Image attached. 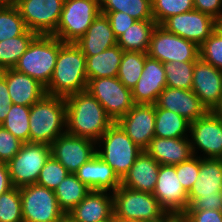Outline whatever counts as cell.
<instances>
[{
    "label": "cell",
    "mask_w": 222,
    "mask_h": 222,
    "mask_svg": "<svg viewBox=\"0 0 222 222\" xmlns=\"http://www.w3.org/2000/svg\"><path fill=\"white\" fill-rule=\"evenodd\" d=\"M50 156L51 146L48 144L23 143L20 151L7 163L13 186L21 188L36 184Z\"/></svg>",
    "instance_id": "9c48e42d"
},
{
    "label": "cell",
    "mask_w": 222,
    "mask_h": 222,
    "mask_svg": "<svg viewBox=\"0 0 222 222\" xmlns=\"http://www.w3.org/2000/svg\"><path fill=\"white\" fill-rule=\"evenodd\" d=\"M100 12H124L136 20H154L151 0H99Z\"/></svg>",
    "instance_id": "d6a6232c"
},
{
    "label": "cell",
    "mask_w": 222,
    "mask_h": 222,
    "mask_svg": "<svg viewBox=\"0 0 222 222\" xmlns=\"http://www.w3.org/2000/svg\"><path fill=\"white\" fill-rule=\"evenodd\" d=\"M85 56H94L117 45L108 17L100 13L86 33L75 42Z\"/></svg>",
    "instance_id": "4316f807"
},
{
    "label": "cell",
    "mask_w": 222,
    "mask_h": 222,
    "mask_svg": "<svg viewBox=\"0 0 222 222\" xmlns=\"http://www.w3.org/2000/svg\"><path fill=\"white\" fill-rule=\"evenodd\" d=\"M174 166L177 178L180 180L179 182L188 193L198 179L200 171V156H192L189 160Z\"/></svg>",
    "instance_id": "b9f144b4"
},
{
    "label": "cell",
    "mask_w": 222,
    "mask_h": 222,
    "mask_svg": "<svg viewBox=\"0 0 222 222\" xmlns=\"http://www.w3.org/2000/svg\"><path fill=\"white\" fill-rule=\"evenodd\" d=\"M63 44L53 35H37L13 69L37 80L46 88L53 76L58 52Z\"/></svg>",
    "instance_id": "277c9868"
},
{
    "label": "cell",
    "mask_w": 222,
    "mask_h": 222,
    "mask_svg": "<svg viewBox=\"0 0 222 222\" xmlns=\"http://www.w3.org/2000/svg\"><path fill=\"white\" fill-rule=\"evenodd\" d=\"M156 25L154 20H137L117 38V45L123 51L147 53Z\"/></svg>",
    "instance_id": "f1b7e54d"
},
{
    "label": "cell",
    "mask_w": 222,
    "mask_h": 222,
    "mask_svg": "<svg viewBox=\"0 0 222 222\" xmlns=\"http://www.w3.org/2000/svg\"><path fill=\"white\" fill-rule=\"evenodd\" d=\"M156 105L159 108L179 114L190 123L203 117L208 112L191 89H175L166 86L159 94Z\"/></svg>",
    "instance_id": "7402d4cb"
},
{
    "label": "cell",
    "mask_w": 222,
    "mask_h": 222,
    "mask_svg": "<svg viewBox=\"0 0 222 222\" xmlns=\"http://www.w3.org/2000/svg\"><path fill=\"white\" fill-rule=\"evenodd\" d=\"M191 90L210 111L222 97V71L198 58L193 69Z\"/></svg>",
    "instance_id": "ffe728a7"
},
{
    "label": "cell",
    "mask_w": 222,
    "mask_h": 222,
    "mask_svg": "<svg viewBox=\"0 0 222 222\" xmlns=\"http://www.w3.org/2000/svg\"><path fill=\"white\" fill-rule=\"evenodd\" d=\"M216 30L222 34V15L216 19Z\"/></svg>",
    "instance_id": "816d5d0a"
},
{
    "label": "cell",
    "mask_w": 222,
    "mask_h": 222,
    "mask_svg": "<svg viewBox=\"0 0 222 222\" xmlns=\"http://www.w3.org/2000/svg\"><path fill=\"white\" fill-rule=\"evenodd\" d=\"M0 222H23L20 188L0 195Z\"/></svg>",
    "instance_id": "f35d334b"
},
{
    "label": "cell",
    "mask_w": 222,
    "mask_h": 222,
    "mask_svg": "<svg viewBox=\"0 0 222 222\" xmlns=\"http://www.w3.org/2000/svg\"><path fill=\"white\" fill-rule=\"evenodd\" d=\"M115 222H140V221H135V220L123 219V218L115 217Z\"/></svg>",
    "instance_id": "f5cc1de1"
},
{
    "label": "cell",
    "mask_w": 222,
    "mask_h": 222,
    "mask_svg": "<svg viewBox=\"0 0 222 222\" xmlns=\"http://www.w3.org/2000/svg\"><path fill=\"white\" fill-rule=\"evenodd\" d=\"M194 66L195 61H176L164 64L167 87L190 90Z\"/></svg>",
    "instance_id": "8d00e7d4"
},
{
    "label": "cell",
    "mask_w": 222,
    "mask_h": 222,
    "mask_svg": "<svg viewBox=\"0 0 222 222\" xmlns=\"http://www.w3.org/2000/svg\"><path fill=\"white\" fill-rule=\"evenodd\" d=\"M66 99V133L97 142L114 123L100 102L87 90Z\"/></svg>",
    "instance_id": "6da1fadb"
},
{
    "label": "cell",
    "mask_w": 222,
    "mask_h": 222,
    "mask_svg": "<svg viewBox=\"0 0 222 222\" xmlns=\"http://www.w3.org/2000/svg\"><path fill=\"white\" fill-rule=\"evenodd\" d=\"M96 145L100 148L96 149V154L112 167L120 180L128 173L143 151L116 122L99 138Z\"/></svg>",
    "instance_id": "8992f818"
},
{
    "label": "cell",
    "mask_w": 222,
    "mask_h": 222,
    "mask_svg": "<svg viewBox=\"0 0 222 222\" xmlns=\"http://www.w3.org/2000/svg\"><path fill=\"white\" fill-rule=\"evenodd\" d=\"M199 58L222 71V34L216 29L199 46Z\"/></svg>",
    "instance_id": "60d3db41"
},
{
    "label": "cell",
    "mask_w": 222,
    "mask_h": 222,
    "mask_svg": "<svg viewBox=\"0 0 222 222\" xmlns=\"http://www.w3.org/2000/svg\"><path fill=\"white\" fill-rule=\"evenodd\" d=\"M187 210L222 211V160L200 157L198 179L188 192Z\"/></svg>",
    "instance_id": "5b68a950"
},
{
    "label": "cell",
    "mask_w": 222,
    "mask_h": 222,
    "mask_svg": "<svg viewBox=\"0 0 222 222\" xmlns=\"http://www.w3.org/2000/svg\"><path fill=\"white\" fill-rule=\"evenodd\" d=\"M154 21L160 25L167 18L194 10V0H151Z\"/></svg>",
    "instance_id": "74e56055"
},
{
    "label": "cell",
    "mask_w": 222,
    "mask_h": 222,
    "mask_svg": "<svg viewBox=\"0 0 222 222\" xmlns=\"http://www.w3.org/2000/svg\"><path fill=\"white\" fill-rule=\"evenodd\" d=\"M145 151L160 165H177L193 155L190 139L153 137Z\"/></svg>",
    "instance_id": "d4e9b609"
},
{
    "label": "cell",
    "mask_w": 222,
    "mask_h": 222,
    "mask_svg": "<svg viewBox=\"0 0 222 222\" xmlns=\"http://www.w3.org/2000/svg\"><path fill=\"white\" fill-rule=\"evenodd\" d=\"M166 222H190V219L185 213H167Z\"/></svg>",
    "instance_id": "681fc988"
},
{
    "label": "cell",
    "mask_w": 222,
    "mask_h": 222,
    "mask_svg": "<svg viewBox=\"0 0 222 222\" xmlns=\"http://www.w3.org/2000/svg\"><path fill=\"white\" fill-rule=\"evenodd\" d=\"M6 80L12 104L31 106L45 94V87L37 80L13 68L0 71Z\"/></svg>",
    "instance_id": "603a6c76"
},
{
    "label": "cell",
    "mask_w": 222,
    "mask_h": 222,
    "mask_svg": "<svg viewBox=\"0 0 222 222\" xmlns=\"http://www.w3.org/2000/svg\"><path fill=\"white\" fill-rule=\"evenodd\" d=\"M65 0H17L18 9L28 30L37 35H53Z\"/></svg>",
    "instance_id": "4fadbf2b"
},
{
    "label": "cell",
    "mask_w": 222,
    "mask_h": 222,
    "mask_svg": "<svg viewBox=\"0 0 222 222\" xmlns=\"http://www.w3.org/2000/svg\"><path fill=\"white\" fill-rule=\"evenodd\" d=\"M116 123L136 145L145 150L155 137V104H134Z\"/></svg>",
    "instance_id": "ac0fdd59"
},
{
    "label": "cell",
    "mask_w": 222,
    "mask_h": 222,
    "mask_svg": "<svg viewBox=\"0 0 222 222\" xmlns=\"http://www.w3.org/2000/svg\"><path fill=\"white\" fill-rule=\"evenodd\" d=\"M159 169L160 164L143 150L121 180V186L141 192L153 193Z\"/></svg>",
    "instance_id": "484cf974"
},
{
    "label": "cell",
    "mask_w": 222,
    "mask_h": 222,
    "mask_svg": "<svg viewBox=\"0 0 222 222\" xmlns=\"http://www.w3.org/2000/svg\"><path fill=\"white\" fill-rule=\"evenodd\" d=\"M160 26L200 46L216 29V20L208 14L190 10L167 18Z\"/></svg>",
    "instance_id": "5bb4252c"
},
{
    "label": "cell",
    "mask_w": 222,
    "mask_h": 222,
    "mask_svg": "<svg viewBox=\"0 0 222 222\" xmlns=\"http://www.w3.org/2000/svg\"><path fill=\"white\" fill-rule=\"evenodd\" d=\"M112 192L91 190L66 218L70 222H103L114 216Z\"/></svg>",
    "instance_id": "44dd1931"
},
{
    "label": "cell",
    "mask_w": 222,
    "mask_h": 222,
    "mask_svg": "<svg viewBox=\"0 0 222 222\" xmlns=\"http://www.w3.org/2000/svg\"><path fill=\"white\" fill-rule=\"evenodd\" d=\"M105 14L111 24V28L116 38L123 34L137 20L124 12H100Z\"/></svg>",
    "instance_id": "ee69618b"
},
{
    "label": "cell",
    "mask_w": 222,
    "mask_h": 222,
    "mask_svg": "<svg viewBox=\"0 0 222 222\" xmlns=\"http://www.w3.org/2000/svg\"><path fill=\"white\" fill-rule=\"evenodd\" d=\"M189 133L194 156H197L198 150H201L204 155L206 154L204 158H221L222 121L211 111L191 122Z\"/></svg>",
    "instance_id": "2e32d148"
},
{
    "label": "cell",
    "mask_w": 222,
    "mask_h": 222,
    "mask_svg": "<svg viewBox=\"0 0 222 222\" xmlns=\"http://www.w3.org/2000/svg\"><path fill=\"white\" fill-rule=\"evenodd\" d=\"M147 53L124 51L117 78L130 90L137 84L143 72Z\"/></svg>",
    "instance_id": "836d02e7"
},
{
    "label": "cell",
    "mask_w": 222,
    "mask_h": 222,
    "mask_svg": "<svg viewBox=\"0 0 222 222\" xmlns=\"http://www.w3.org/2000/svg\"><path fill=\"white\" fill-rule=\"evenodd\" d=\"M50 146L51 155L71 174L88 162L98 148L95 141L68 133L60 135Z\"/></svg>",
    "instance_id": "9a60e30c"
},
{
    "label": "cell",
    "mask_w": 222,
    "mask_h": 222,
    "mask_svg": "<svg viewBox=\"0 0 222 222\" xmlns=\"http://www.w3.org/2000/svg\"><path fill=\"white\" fill-rule=\"evenodd\" d=\"M86 57L75 43H64L46 94L67 97L87 89Z\"/></svg>",
    "instance_id": "7a4b0ae2"
},
{
    "label": "cell",
    "mask_w": 222,
    "mask_h": 222,
    "mask_svg": "<svg viewBox=\"0 0 222 222\" xmlns=\"http://www.w3.org/2000/svg\"><path fill=\"white\" fill-rule=\"evenodd\" d=\"M68 174L67 169L51 155L41 169L36 184L55 190Z\"/></svg>",
    "instance_id": "ab89813d"
},
{
    "label": "cell",
    "mask_w": 222,
    "mask_h": 222,
    "mask_svg": "<svg viewBox=\"0 0 222 222\" xmlns=\"http://www.w3.org/2000/svg\"><path fill=\"white\" fill-rule=\"evenodd\" d=\"M147 55L163 64L196 61L199 58V46L156 25L151 35Z\"/></svg>",
    "instance_id": "8fae6325"
},
{
    "label": "cell",
    "mask_w": 222,
    "mask_h": 222,
    "mask_svg": "<svg viewBox=\"0 0 222 222\" xmlns=\"http://www.w3.org/2000/svg\"><path fill=\"white\" fill-rule=\"evenodd\" d=\"M158 222H166V215L164 216V218Z\"/></svg>",
    "instance_id": "9f6ffc18"
},
{
    "label": "cell",
    "mask_w": 222,
    "mask_h": 222,
    "mask_svg": "<svg viewBox=\"0 0 222 222\" xmlns=\"http://www.w3.org/2000/svg\"><path fill=\"white\" fill-rule=\"evenodd\" d=\"M123 52L118 45H115L97 55L85 56L88 81L102 77H117Z\"/></svg>",
    "instance_id": "83f0119b"
},
{
    "label": "cell",
    "mask_w": 222,
    "mask_h": 222,
    "mask_svg": "<svg viewBox=\"0 0 222 222\" xmlns=\"http://www.w3.org/2000/svg\"><path fill=\"white\" fill-rule=\"evenodd\" d=\"M12 104L6 80L0 75V125L6 119Z\"/></svg>",
    "instance_id": "7dc6e473"
},
{
    "label": "cell",
    "mask_w": 222,
    "mask_h": 222,
    "mask_svg": "<svg viewBox=\"0 0 222 222\" xmlns=\"http://www.w3.org/2000/svg\"><path fill=\"white\" fill-rule=\"evenodd\" d=\"M62 222H70L67 218H65Z\"/></svg>",
    "instance_id": "680465c9"
},
{
    "label": "cell",
    "mask_w": 222,
    "mask_h": 222,
    "mask_svg": "<svg viewBox=\"0 0 222 222\" xmlns=\"http://www.w3.org/2000/svg\"><path fill=\"white\" fill-rule=\"evenodd\" d=\"M17 0H9V3H15Z\"/></svg>",
    "instance_id": "6f0895ef"
},
{
    "label": "cell",
    "mask_w": 222,
    "mask_h": 222,
    "mask_svg": "<svg viewBox=\"0 0 222 222\" xmlns=\"http://www.w3.org/2000/svg\"><path fill=\"white\" fill-rule=\"evenodd\" d=\"M190 222H222V211L219 210H186Z\"/></svg>",
    "instance_id": "f6af8a7d"
},
{
    "label": "cell",
    "mask_w": 222,
    "mask_h": 222,
    "mask_svg": "<svg viewBox=\"0 0 222 222\" xmlns=\"http://www.w3.org/2000/svg\"><path fill=\"white\" fill-rule=\"evenodd\" d=\"M100 14L99 0H65L53 36L63 43H75Z\"/></svg>",
    "instance_id": "ba28073f"
},
{
    "label": "cell",
    "mask_w": 222,
    "mask_h": 222,
    "mask_svg": "<svg viewBox=\"0 0 222 222\" xmlns=\"http://www.w3.org/2000/svg\"><path fill=\"white\" fill-rule=\"evenodd\" d=\"M210 111L222 121V97L220 98V101Z\"/></svg>",
    "instance_id": "f907efd6"
},
{
    "label": "cell",
    "mask_w": 222,
    "mask_h": 222,
    "mask_svg": "<svg viewBox=\"0 0 222 222\" xmlns=\"http://www.w3.org/2000/svg\"><path fill=\"white\" fill-rule=\"evenodd\" d=\"M103 222H115V216H113V217H111L108 220L103 221Z\"/></svg>",
    "instance_id": "db71d44e"
},
{
    "label": "cell",
    "mask_w": 222,
    "mask_h": 222,
    "mask_svg": "<svg viewBox=\"0 0 222 222\" xmlns=\"http://www.w3.org/2000/svg\"><path fill=\"white\" fill-rule=\"evenodd\" d=\"M9 0H0V3H8Z\"/></svg>",
    "instance_id": "11a10c76"
},
{
    "label": "cell",
    "mask_w": 222,
    "mask_h": 222,
    "mask_svg": "<svg viewBox=\"0 0 222 222\" xmlns=\"http://www.w3.org/2000/svg\"><path fill=\"white\" fill-rule=\"evenodd\" d=\"M27 27L13 3H0V41L23 35Z\"/></svg>",
    "instance_id": "e575fe53"
},
{
    "label": "cell",
    "mask_w": 222,
    "mask_h": 222,
    "mask_svg": "<svg viewBox=\"0 0 222 222\" xmlns=\"http://www.w3.org/2000/svg\"><path fill=\"white\" fill-rule=\"evenodd\" d=\"M188 130H190L188 120L175 112L159 108L155 104V136L160 138H184L187 136L186 132Z\"/></svg>",
    "instance_id": "f546056e"
},
{
    "label": "cell",
    "mask_w": 222,
    "mask_h": 222,
    "mask_svg": "<svg viewBox=\"0 0 222 222\" xmlns=\"http://www.w3.org/2000/svg\"><path fill=\"white\" fill-rule=\"evenodd\" d=\"M66 133V99L45 94L30 106L29 142L51 145Z\"/></svg>",
    "instance_id": "3957f363"
},
{
    "label": "cell",
    "mask_w": 222,
    "mask_h": 222,
    "mask_svg": "<svg viewBox=\"0 0 222 222\" xmlns=\"http://www.w3.org/2000/svg\"><path fill=\"white\" fill-rule=\"evenodd\" d=\"M30 106L11 104L6 119L1 124L23 143H29Z\"/></svg>",
    "instance_id": "d590c367"
},
{
    "label": "cell",
    "mask_w": 222,
    "mask_h": 222,
    "mask_svg": "<svg viewBox=\"0 0 222 222\" xmlns=\"http://www.w3.org/2000/svg\"><path fill=\"white\" fill-rule=\"evenodd\" d=\"M36 36L35 32L27 30L23 35L0 41V71L14 68Z\"/></svg>",
    "instance_id": "1f68e13d"
},
{
    "label": "cell",
    "mask_w": 222,
    "mask_h": 222,
    "mask_svg": "<svg viewBox=\"0 0 222 222\" xmlns=\"http://www.w3.org/2000/svg\"><path fill=\"white\" fill-rule=\"evenodd\" d=\"M179 181L175 166L160 165L152 194L166 213H185L189 207L188 193Z\"/></svg>",
    "instance_id": "e0dca14e"
},
{
    "label": "cell",
    "mask_w": 222,
    "mask_h": 222,
    "mask_svg": "<svg viewBox=\"0 0 222 222\" xmlns=\"http://www.w3.org/2000/svg\"><path fill=\"white\" fill-rule=\"evenodd\" d=\"M90 191L91 189L83 184L75 174L69 173L55 188L54 193L59 208L66 215L78 205Z\"/></svg>",
    "instance_id": "4dcf8cb0"
},
{
    "label": "cell",
    "mask_w": 222,
    "mask_h": 222,
    "mask_svg": "<svg viewBox=\"0 0 222 222\" xmlns=\"http://www.w3.org/2000/svg\"><path fill=\"white\" fill-rule=\"evenodd\" d=\"M23 142L0 125V163H8L21 149Z\"/></svg>",
    "instance_id": "7bdbcfd3"
},
{
    "label": "cell",
    "mask_w": 222,
    "mask_h": 222,
    "mask_svg": "<svg viewBox=\"0 0 222 222\" xmlns=\"http://www.w3.org/2000/svg\"><path fill=\"white\" fill-rule=\"evenodd\" d=\"M116 122L134 105L132 93L117 77L90 79L86 89Z\"/></svg>",
    "instance_id": "7c38bea8"
},
{
    "label": "cell",
    "mask_w": 222,
    "mask_h": 222,
    "mask_svg": "<svg viewBox=\"0 0 222 222\" xmlns=\"http://www.w3.org/2000/svg\"><path fill=\"white\" fill-rule=\"evenodd\" d=\"M114 216L140 222H158L167 214L152 193L119 186L113 193Z\"/></svg>",
    "instance_id": "52a82bcc"
},
{
    "label": "cell",
    "mask_w": 222,
    "mask_h": 222,
    "mask_svg": "<svg viewBox=\"0 0 222 222\" xmlns=\"http://www.w3.org/2000/svg\"><path fill=\"white\" fill-rule=\"evenodd\" d=\"M194 10L208 14L216 20L222 15V0H194Z\"/></svg>",
    "instance_id": "bcb514c9"
},
{
    "label": "cell",
    "mask_w": 222,
    "mask_h": 222,
    "mask_svg": "<svg viewBox=\"0 0 222 222\" xmlns=\"http://www.w3.org/2000/svg\"><path fill=\"white\" fill-rule=\"evenodd\" d=\"M76 177L91 190L111 191L121 185V180L112 167L95 154L75 173Z\"/></svg>",
    "instance_id": "cb8c5ba5"
},
{
    "label": "cell",
    "mask_w": 222,
    "mask_h": 222,
    "mask_svg": "<svg viewBox=\"0 0 222 222\" xmlns=\"http://www.w3.org/2000/svg\"><path fill=\"white\" fill-rule=\"evenodd\" d=\"M20 197L23 222H62L66 218L54 190L31 184L20 188Z\"/></svg>",
    "instance_id": "30bf717a"
},
{
    "label": "cell",
    "mask_w": 222,
    "mask_h": 222,
    "mask_svg": "<svg viewBox=\"0 0 222 222\" xmlns=\"http://www.w3.org/2000/svg\"><path fill=\"white\" fill-rule=\"evenodd\" d=\"M166 86L164 64L147 55L141 77L131 89L134 104H156Z\"/></svg>",
    "instance_id": "d6986e66"
},
{
    "label": "cell",
    "mask_w": 222,
    "mask_h": 222,
    "mask_svg": "<svg viewBox=\"0 0 222 222\" xmlns=\"http://www.w3.org/2000/svg\"><path fill=\"white\" fill-rule=\"evenodd\" d=\"M13 187L7 163H0V195Z\"/></svg>",
    "instance_id": "c3c4849f"
}]
</instances>
